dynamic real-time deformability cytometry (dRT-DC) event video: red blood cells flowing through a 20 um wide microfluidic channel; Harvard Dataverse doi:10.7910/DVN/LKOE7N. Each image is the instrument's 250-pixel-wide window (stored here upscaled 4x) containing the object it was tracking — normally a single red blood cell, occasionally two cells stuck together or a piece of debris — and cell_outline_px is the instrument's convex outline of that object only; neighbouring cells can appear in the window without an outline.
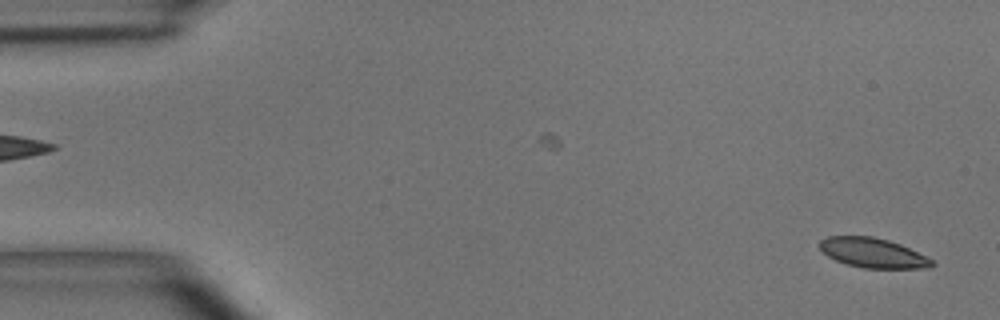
{"species": "common noctule bat (a hibernating species)", "species_latin": "Nyctalus noctula", "temperature_condition": "room temperature", "stored_images_in_passage": 14, "camera_frame_rate_fps": 3000, "um_per_image_px": 0.085, "animal": {"sex": "male", "body_mass_g": 15.6}, "frame": {"image": 1, "passage_image": 1, "time_ms": 0.0, "image_size_px": [1000, 320], "cell_outline_px": [[936, 264], [932, 268], [864, 268], [844, 264], [828, 256], [820, 248], [820, 240], [828, 236], [872, 236], [888, 240], [900, 244], [932, 260]], "centroid_in_image_um": [74.19, 21.5], "position_along_channel_um": 10.8, "area_um2": 19.31}}
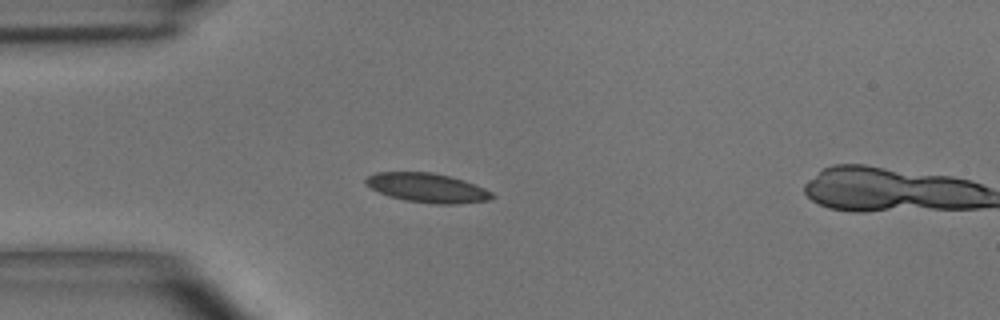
{"frame": {"image": 2, "passage_image": 12, "time_ms": 3.667, "image_size_px": [1000, 320], "cell_outline_px": [[496, 196], [488, 200], [456, 204], [436, 204], [404, 200], [388, 196], [364, 184], [364, 180], [368, 176], [376, 172], [432, 172], [452, 176], [464, 180], [484, 188], [492, 192]], "centroid_in_image_um": [36.32, 15.96], "position_along_channel_um": 48.7, "area_um2": 21.62}}